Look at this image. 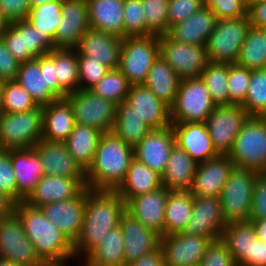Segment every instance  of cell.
I'll return each mask as SVG.
<instances>
[{"label":"cell","mask_w":266,"mask_h":266,"mask_svg":"<svg viewBox=\"0 0 266 266\" xmlns=\"http://www.w3.org/2000/svg\"><path fill=\"white\" fill-rule=\"evenodd\" d=\"M249 115L241 105H217L204 122L214 149L228 155L236 136Z\"/></svg>","instance_id":"14"},{"label":"cell","mask_w":266,"mask_h":266,"mask_svg":"<svg viewBox=\"0 0 266 266\" xmlns=\"http://www.w3.org/2000/svg\"><path fill=\"white\" fill-rule=\"evenodd\" d=\"M244 1H245V4H246V7H248L249 5L256 4V3H259V2H264L266 0H244Z\"/></svg>","instance_id":"69"},{"label":"cell","mask_w":266,"mask_h":266,"mask_svg":"<svg viewBox=\"0 0 266 266\" xmlns=\"http://www.w3.org/2000/svg\"><path fill=\"white\" fill-rule=\"evenodd\" d=\"M45 176L86 178L85 171L71 156L65 143L41 140L34 146Z\"/></svg>","instance_id":"22"},{"label":"cell","mask_w":266,"mask_h":266,"mask_svg":"<svg viewBox=\"0 0 266 266\" xmlns=\"http://www.w3.org/2000/svg\"><path fill=\"white\" fill-rule=\"evenodd\" d=\"M247 17L251 27L266 29V1L249 5Z\"/></svg>","instance_id":"60"},{"label":"cell","mask_w":266,"mask_h":266,"mask_svg":"<svg viewBox=\"0 0 266 266\" xmlns=\"http://www.w3.org/2000/svg\"><path fill=\"white\" fill-rule=\"evenodd\" d=\"M124 237L118 225L104 235L82 260L84 266H125Z\"/></svg>","instance_id":"34"},{"label":"cell","mask_w":266,"mask_h":266,"mask_svg":"<svg viewBox=\"0 0 266 266\" xmlns=\"http://www.w3.org/2000/svg\"><path fill=\"white\" fill-rule=\"evenodd\" d=\"M164 186L146 194L131 198L126 211L146 228L164 236L165 209L169 192Z\"/></svg>","instance_id":"20"},{"label":"cell","mask_w":266,"mask_h":266,"mask_svg":"<svg viewBox=\"0 0 266 266\" xmlns=\"http://www.w3.org/2000/svg\"><path fill=\"white\" fill-rule=\"evenodd\" d=\"M228 156L236 167L266 173V117L247 118Z\"/></svg>","instance_id":"4"},{"label":"cell","mask_w":266,"mask_h":266,"mask_svg":"<svg viewBox=\"0 0 266 266\" xmlns=\"http://www.w3.org/2000/svg\"><path fill=\"white\" fill-rule=\"evenodd\" d=\"M251 221L257 238L266 242V218L260 220H249Z\"/></svg>","instance_id":"64"},{"label":"cell","mask_w":266,"mask_h":266,"mask_svg":"<svg viewBox=\"0 0 266 266\" xmlns=\"http://www.w3.org/2000/svg\"><path fill=\"white\" fill-rule=\"evenodd\" d=\"M251 70L236 64H228V91L230 104L241 105L248 91Z\"/></svg>","instance_id":"49"},{"label":"cell","mask_w":266,"mask_h":266,"mask_svg":"<svg viewBox=\"0 0 266 266\" xmlns=\"http://www.w3.org/2000/svg\"><path fill=\"white\" fill-rule=\"evenodd\" d=\"M1 38L19 63L31 61L55 49L53 37L38 31L28 20L8 24Z\"/></svg>","instance_id":"10"},{"label":"cell","mask_w":266,"mask_h":266,"mask_svg":"<svg viewBox=\"0 0 266 266\" xmlns=\"http://www.w3.org/2000/svg\"><path fill=\"white\" fill-rule=\"evenodd\" d=\"M9 158L17 182V203L25 201L44 175L41 159L33 148L11 149Z\"/></svg>","instance_id":"27"},{"label":"cell","mask_w":266,"mask_h":266,"mask_svg":"<svg viewBox=\"0 0 266 266\" xmlns=\"http://www.w3.org/2000/svg\"><path fill=\"white\" fill-rule=\"evenodd\" d=\"M250 266H266V242L251 237Z\"/></svg>","instance_id":"61"},{"label":"cell","mask_w":266,"mask_h":266,"mask_svg":"<svg viewBox=\"0 0 266 266\" xmlns=\"http://www.w3.org/2000/svg\"><path fill=\"white\" fill-rule=\"evenodd\" d=\"M40 69H44V77L50 90L58 98H66L67 93L59 86L54 73V49L40 56Z\"/></svg>","instance_id":"59"},{"label":"cell","mask_w":266,"mask_h":266,"mask_svg":"<svg viewBox=\"0 0 266 266\" xmlns=\"http://www.w3.org/2000/svg\"><path fill=\"white\" fill-rule=\"evenodd\" d=\"M250 27L247 16L218 20L205 45L208 61L236 64Z\"/></svg>","instance_id":"9"},{"label":"cell","mask_w":266,"mask_h":266,"mask_svg":"<svg viewBox=\"0 0 266 266\" xmlns=\"http://www.w3.org/2000/svg\"><path fill=\"white\" fill-rule=\"evenodd\" d=\"M255 235L251 221L225 225L221 239L227 244L237 266H250L251 237Z\"/></svg>","instance_id":"39"},{"label":"cell","mask_w":266,"mask_h":266,"mask_svg":"<svg viewBox=\"0 0 266 266\" xmlns=\"http://www.w3.org/2000/svg\"><path fill=\"white\" fill-rule=\"evenodd\" d=\"M233 167V161L228 155H218L198 164L190 193L197 196L220 197Z\"/></svg>","instance_id":"23"},{"label":"cell","mask_w":266,"mask_h":266,"mask_svg":"<svg viewBox=\"0 0 266 266\" xmlns=\"http://www.w3.org/2000/svg\"><path fill=\"white\" fill-rule=\"evenodd\" d=\"M43 135V109L0 113V149L33 148Z\"/></svg>","instance_id":"6"},{"label":"cell","mask_w":266,"mask_h":266,"mask_svg":"<svg viewBox=\"0 0 266 266\" xmlns=\"http://www.w3.org/2000/svg\"><path fill=\"white\" fill-rule=\"evenodd\" d=\"M210 242L209 238L182 232L160 236L165 266H199Z\"/></svg>","instance_id":"16"},{"label":"cell","mask_w":266,"mask_h":266,"mask_svg":"<svg viewBox=\"0 0 266 266\" xmlns=\"http://www.w3.org/2000/svg\"><path fill=\"white\" fill-rule=\"evenodd\" d=\"M126 101L151 129L171 126L170 107L144 84L130 85Z\"/></svg>","instance_id":"24"},{"label":"cell","mask_w":266,"mask_h":266,"mask_svg":"<svg viewBox=\"0 0 266 266\" xmlns=\"http://www.w3.org/2000/svg\"><path fill=\"white\" fill-rule=\"evenodd\" d=\"M161 187H163L162 176L134 158L124 181L115 191L127 203L131 198L155 191Z\"/></svg>","instance_id":"33"},{"label":"cell","mask_w":266,"mask_h":266,"mask_svg":"<svg viewBox=\"0 0 266 266\" xmlns=\"http://www.w3.org/2000/svg\"><path fill=\"white\" fill-rule=\"evenodd\" d=\"M54 73L59 86L67 93L79 89V71L76 49H54Z\"/></svg>","instance_id":"42"},{"label":"cell","mask_w":266,"mask_h":266,"mask_svg":"<svg viewBox=\"0 0 266 266\" xmlns=\"http://www.w3.org/2000/svg\"><path fill=\"white\" fill-rule=\"evenodd\" d=\"M238 65L250 70L266 69V29L250 27L240 49Z\"/></svg>","instance_id":"41"},{"label":"cell","mask_w":266,"mask_h":266,"mask_svg":"<svg viewBox=\"0 0 266 266\" xmlns=\"http://www.w3.org/2000/svg\"><path fill=\"white\" fill-rule=\"evenodd\" d=\"M16 81L30 94L38 106H45L59 98L50 90L44 69H40V56L19 64Z\"/></svg>","instance_id":"35"},{"label":"cell","mask_w":266,"mask_h":266,"mask_svg":"<svg viewBox=\"0 0 266 266\" xmlns=\"http://www.w3.org/2000/svg\"><path fill=\"white\" fill-rule=\"evenodd\" d=\"M126 266H165L162 248L159 247L152 253L144 255Z\"/></svg>","instance_id":"62"},{"label":"cell","mask_w":266,"mask_h":266,"mask_svg":"<svg viewBox=\"0 0 266 266\" xmlns=\"http://www.w3.org/2000/svg\"><path fill=\"white\" fill-rule=\"evenodd\" d=\"M4 81H0V113H2Z\"/></svg>","instance_id":"67"},{"label":"cell","mask_w":266,"mask_h":266,"mask_svg":"<svg viewBox=\"0 0 266 266\" xmlns=\"http://www.w3.org/2000/svg\"><path fill=\"white\" fill-rule=\"evenodd\" d=\"M180 80L177 73L159 55L151 66L144 85L171 107L175 102Z\"/></svg>","instance_id":"37"},{"label":"cell","mask_w":266,"mask_h":266,"mask_svg":"<svg viewBox=\"0 0 266 266\" xmlns=\"http://www.w3.org/2000/svg\"><path fill=\"white\" fill-rule=\"evenodd\" d=\"M146 36L141 0H124V37Z\"/></svg>","instance_id":"51"},{"label":"cell","mask_w":266,"mask_h":266,"mask_svg":"<svg viewBox=\"0 0 266 266\" xmlns=\"http://www.w3.org/2000/svg\"><path fill=\"white\" fill-rule=\"evenodd\" d=\"M197 165L183 148L175 144L161 175L163 186L171 191H189Z\"/></svg>","instance_id":"32"},{"label":"cell","mask_w":266,"mask_h":266,"mask_svg":"<svg viewBox=\"0 0 266 266\" xmlns=\"http://www.w3.org/2000/svg\"><path fill=\"white\" fill-rule=\"evenodd\" d=\"M0 266H22V265L4 259H0Z\"/></svg>","instance_id":"68"},{"label":"cell","mask_w":266,"mask_h":266,"mask_svg":"<svg viewBox=\"0 0 266 266\" xmlns=\"http://www.w3.org/2000/svg\"><path fill=\"white\" fill-rule=\"evenodd\" d=\"M30 9L29 0H0V12L9 24L27 20Z\"/></svg>","instance_id":"57"},{"label":"cell","mask_w":266,"mask_h":266,"mask_svg":"<svg viewBox=\"0 0 266 266\" xmlns=\"http://www.w3.org/2000/svg\"><path fill=\"white\" fill-rule=\"evenodd\" d=\"M192 208L190 191H170L165 209L164 236L181 233L191 217Z\"/></svg>","instance_id":"40"},{"label":"cell","mask_w":266,"mask_h":266,"mask_svg":"<svg viewBox=\"0 0 266 266\" xmlns=\"http://www.w3.org/2000/svg\"><path fill=\"white\" fill-rule=\"evenodd\" d=\"M30 94L16 81H5L2 112L17 113L37 108Z\"/></svg>","instance_id":"48"},{"label":"cell","mask_w":266,"mask_h":266,"mask_svg":"<svg viewBox=\"0 0 266 266\" xmlns=\"http://www.w3.org/2000/svg\"><path fill=\"white\" fill-rule=\"evenodd\" d=\"M205 6L211 9L218 20L247 16L244 0H204Z\"/></svg>","instance_id":"54"},{"label":"cell","mask_w":266,"mask_h":266,"mask_svg":"<svg viewBox=\"0 0 266 266\" xmlns=\"http://www.w3.org/2000/svg\"><path fill=\"white\" fill-rule=\"evenodd\" d=\"M62 18L56 29L55 48L76 49L90 28L86 0H62Z\"/></svg>","instance_id":"17"},{"label":"cell","mask_w":266,"mask_h":266,"mask_svg":"<svg viewBox=\"0 0 266 266\" xmlns=\"http://www.w3.org/2000/svg\"><path fill=\"white\" fill-rule=\"evenodd\" d=\"M175 144L183 148L196 164L219 154L214 149L205 123H172Z\"/></svg>","instance_id":"25"},{"label":"cell","mask_w":266,"mask_h":266,"mask_svg":"<svg viewBox=\"0 0 266 266\" xmlns=\"http://www.w3.org/2000/svg\"><path fill=\"white\" fill-rule=\"evenodd\" d=\"M215 107L201 77L182 79L170 107L171 123H204Z\"/></svg>","instance_id":"8"},{"label":"cell","mask_w":266,"mask_h":266,"mask_svg":"<svg viewBox=\"0 0 266 266\" xmlns=\"http://www.w3.org/2000/svg\"><path fill=\"white\" fill-rule=\"evenodd\" d=\"M85 187L86 178L43 175L25 202L34 207H41L47 203L74 198Z\"/></svg>","instance_id":"26"},{"label":"cell","mask_w":266,"mask_h":266,"mask_svg":"<svg viewBox=\"0 0 266 266\" xmlns=\"http://www.w3.org/2000/svg\"><path fill=\"white\" fill-rule=\"evenodd\" d=\"M212 101L217 105H230L228 91V64L209 61L201 73Z\"/></svg>","instance_id":"43"},{"label":"cell","mask_w":266,"mask_h":266,"mask_svg":"<svg viewBox=\"0 0 266 266\" xmlns=\"http://www.w3.org/2000/svg\"><path fill=\"white\" fill-rule=\"evenodd\" d=\"M174 145L175 135L171 126L152 129L133 148L134 158L162 175Z\"/></svg>","instance_id":"19"},{"label":"cell","mask_w":266,"mask_h":266,"mask_svg":"<svg viewBox=\"0 0 266 266\" xmlns=\"http://www.w3.org/2000/svg\"><path fill=\"white\" fill-rule=\"evenodd\" d=\"M204 6V0H169L168 31L172 26L183 22Z\"/></svg>","instance_id":"53"},{"label":"cell","mask_w":266,"mask_h":266,"mask_svg":"<svg viewBox=\"0 0 266 266\" xmlns=\"http://www.w3.org/2000/svg\"><path fill=\"white\" fill-rule=\"evenodd\" d=\"M122 41L121 37L89 28L76 48L77 55L92 57L109 69H115L119 66Z\"/></svg>","instance_id":"28"},{"label":"cell","mask_w":266,"mask_h":266,"mask_svg":"<svg viewBox=\"0 0 266 266\" xmlns=\"http://www.w3.org/2000/svg\"><path fill=\"white\" fill-rule=\"evenodd\" d=\"M66 99L72 106L75 123L87 125L102 133L112 131L117 112L116 103L98 97L90 90L81 89L67 94Z\"/></svg>","instance_id":"11"},{"label":"cell","mask_w":266,"mask_h":266,"mask_svg":"<svg viewBox=\"0 0 266 266\" xmlns=\"http://www.w3.org/2000/svg\"><path fill=\"white\" fill-rule=\"evenodd\" d=\"M90 28L124 38V0H86Z\"/></svg>","instance_id":"30"},{"label":"cell","mask_w":266,"mask_h":266,"mask_svg":"<svg viewBox=\"0 0 266 266\" xmlns=\"http://www.w3.org/2000/svg\"><path fill=\"white\" fill-rule=\"evenodd\" d=\"M102 134L100 130L75 123L73 131L64 142L71 156L84 171L93 162Z\"/></svg>","instance_id":"36"},{"label":"cell","mask_w":266,"mask_h":266,"mask_svg":"<svg viewBox=\"0 0 266 266\" xmlns=\"http://www.w3.org/2000/svg\"><path fill=\"white\" fill-rule=\"evenodd\" d=\"M151 130L127 101L117 105L112 132L126 144L134 148Z\"/></svg>","instance_id":"38"},{"label":"cell","mask_w":266,"mask_h":266,"mask_svg":"<svg viewBox=\"0 0 266 266\" xmlns=\"http://www.w3.org/2000/svg\"><path fill=\"white\" fill-rule=\"evenodd\" d=\"M79 71V89L89 90L98 83L110 70L100 61L93 60L92 57L77 55Z\"/></svg>","instance_id":"50"},{"label":"cell","mask_w":266,"mask_h":266,"mask_svg":"<svg viewBox=\"0 0 266 266\" xmlns=\"http://www.w3.org/2000/svg\"><path fill=\"white\" fill-rule=\"evenodd\" d=\"M241 106L249 116L266 117V69L251 70L248 91Z\"/></svg>","instance_id":"44"},{"label":"cell","mask_w":266,"mask_h":266,"mask_svg":"<svg viewBox=\"0 0 266 266\" xmlns=\"http://www.w3.org/2000/svg\"><path fill=\"white\" fill-rule=\"evenodd\" d=\"M125 211L126 203L115 190L87 188L82 229L73 244L75 257H85L108 231L120 224Z\"/></svg>","instance_id":"1"},{"label":"cell","mask_w":266,"mask_h":266,"mask_svg":"<svg viewBox=\"0 0 266 266\" xmlns=\"http://www.w3.org/2000/svg\"><path fill=\"white\" fill-rule=\"evenodd\" d=\"M119 225L125 241V266L160 247V235L146 228L127 211L121 215Z\"/></svg>","instance_id":"21"},{"label":"cell","mask_w":266,"mask_h":266,"mask_svg":"<svg viewBox=\"0 0 266 266\" xmlns=\"http://www.w3.org/2000/svg\"><path fill=\"white\" fill-rule=\"evenodd\" d=\"M19 64L7 49L6 43L0 38V81L16 80Z\"/></svg>","instance_id":"58"},{"label":"cell","mask_w":266,"mask_h":266,"mask_svg":"<svg viewBox=\"0 0 266 266\" xmlns=\"http://www.w3.org/2000/svg\"><path fill=\"white\" fill-rule=\"evenodd\" d=\"M16 202L8 195L0 191V219L15 211Z\"/></svg>","instance_id":"63"},{"label":"cell","mask_w":266,"mask_h":266,"mask_svg":"<svg viewBox=\"0 0 266 266\" xmlns=\"http://www.w3.org/2000/svg\"><path fill=\"white\" fill-rule=\"evenodd\" d=\"M26 236L33 242L35 252L47 266H67L76 259L73 244L51 222L40 207L19 201L15 205Z\"/></svg>","instance_id":"2"},{"label":"cell","mask_w":266,"mask_h":266,"mask_svg":"<svg viewBox=\"0 0 266 266\" xmlns=\"http://www.w3.org/2000/svg\"><path fill=\"white\" fill-rule=\"evenodd\" d=\"M199 266H237L227 244L221 239L211 241Z\"/></svg>","instance_id":"52"},{"label":"cell","mask_w":266,"mask_h":266,"mask_svg":"<svg viewBox=\"0 0 266 266\" xmlns=\"http://www.w3.org/2000/svg\"><path fill=\"white\" fill-rule=\"evenodd\" d=\"M43 109V135L42 140L52 142H65L73 131L75 118L71 104L66 98L42 107Z\"/></svg>","instance_id":"31"},{"label":"cell","mask_w":266,"mask_h":266,"mask_svg":"<svg viewBox=\"0 0 266 266\" xmlns=\"http://www.w3.org/2000/svg\"><path fill=\"white\" fill-rule=\"evenodd\" d=\"M0 259L22 266H47L36 254L15 211L0 219Z\"/></svg>","instance_id":"12"},{"label":"cell","mask_w":266,"mask_h":266,"mask_svg":"<svg viewBox=\"0 0 266 266\" xmlns=\"http://www.w3.org/2000/svg\"><path fill=\"white\" fill-rule=\"evenodd\" d=\"M86 196L87 187L74 198L47 203L40 207L45 216L72 244L76 242L82 229Z\"/></svg>","instance_id":"18"},{"label":"cell","mask_w":266,"mask_h":266,"mask_svg":"<svg viewBox=\"0 0 266 266\" xmlns=\"http://www.w3.org/2000/svg\"><path fill=\"white\" fill-rule=\"evenodd\" d=\"M259 173L234 166L220 194L226 224L249 221L255 179Z\"/></svg>","instance_id":"7"},{"label":"cell","mask_w":266,"mask_h":266,"mask_svg":"<svg viewBox=\"0 0 266 266\" xmlns=\"http://www.w3.org/2000/svg\"><path fill=\"white\" fill-rule=\"evenodd\" d=\"M0 191L17 203V182L9 158V150L0 149Z\"/></svg>","instance_id":"55"},{"label":"cell","mask_w":266,"mask_h":266,"mask_svg":"<svg viewBox=\"0 0 266 266\" xmlns=\"http://www.w3.org/2000/svg\"><path fill=\"white\" fill-rule=\"evenodd\" d=\"M226 222L219 197L193 195L191 217L182 233L209 238H221Z\"/></svg>","instance_id":"15"},{"label":"cell","mask_w":266,"mask_h":266,"mask_svg":"<svg viewBox=\"0 0 266 266\" xmlns=\"http://www.w3.org/2000/svg\"><path fill=\"white\" fill-rule=\"evenodd\" d=\"M159 47L161 57L181 80L200 77L209 62L205 45L178 42L164 34L159 35Z\"/></svg>","instance_id":"13"},{"label":"cell","mask_w":266,"mask_h":266,"mask_svg":"<svg viewBox=\"0 0 266 266\" xmlns=\"http://www.w3.org/2000/svg\"><path fill=\"white\" fill-rule=\"evenodd\" d=\"M266 218V173H259L255 179L249 220Z\"/></svg>","instance_id":"56"},{"label":"cell","mask_w":266,"mask_h":266,"mask_svg":"<svg viewBox=\"0 0 266 266\" xmlns=\"http://www.w3.org/2000/svg\"><path fill=\"white\" fill-rule=\"evenodd\" d=\"M217 21L218 18L214 12L204 6L183 22L172 26L167 35L178 42L206 45Z\"/></svg>","instance_id":"29"},{"label":"cell","mask_w":266,"mask_h":266,"mask_svg":"<svg viewBox=\"0 0 266 266\" xmlns=\"http://www.w3.org/2000/svg\"><path fill=\"white\" fill-rule=\"evenodd\" d=\"M61 9L62 0H54L49 3H44L31 8L27 20L38 31L48 33L54 38L56 29L62 18Z\"/></svg>","instance_id":"46"},{"label":"cell","mask_w":266,"mask_h":266,"mask_svg":"<svg viewBox=\"0 0 266 266\" xmlns=\"http://www.w3.org/2000/svg\"><path fill=\"white\" fill-rule=\"evenodd\" d=\"M51 1H54V0H29V3L31 5V8H33L35 6H38L44 3H49Z\"/></svg>","instance_id":"66"},{"label":"cell","mask_w":266,"mask_h":266,"mask_svg":"<svg viewBox=\"0 0 266 266\" xmlns=\"http://www.w3.org/2000/svg\"><path fill=\"white\" fill-rule=\"evenodd\" d=\"M130 84L118 69H110L106 75L89 90L98 97L113 101L117 105L126 101Z\"/></svg>","instance_id":"45"},{"label":"cell","mask_w":266,"mask_h":266,"mask_svg":"<svg viewBox=\"0 0 266 266\" xmlns=\"http://www.w3.org/2000/svg\"><path fill=\"white\" fill-rule=\"evenodd\" d=\"M159 55L158 35L124 37L118 69L130 85L144 84L151 66Z\"/></svg>","instance_id":"5"},{"label":"cell","mask_w":266,"mask_h":266,"mask_svg":"<svg viewBox=\"0 0 266 266\" xmlns=\"http://www.w3.org/2000/svg\"><path fill=\"white\" fill-rule=\"evenodd\" d=\"M8 22L5 20L4 16L0 12V38L8 27Z\"/></svg>","instance_id":"65"},{"label":"cell","mask_w":266,"mask_h":266,"mask_svg":"<svg viewBox=\"0 0 266 266\" xmlns=\"http://www.w3.org/2000/svg\"><path fill=\"white\" fill-rule=\"evenodd\" d=\"M146 24V36L168 33L169 0H141Z\"/></svg>","instance_id":"47"},{"label":"cell","mask_w":266,"mask_h":266,"mask_svg":"<svg viewBox=\"0 0 266 266\" xmlns=\"http://www.w3.org/2000/svg\"><path fill=\"white\" fill-rule=\"evenodd\" d=\"M133 159V147L112 131L103 133L93 162L85 171L86 187L93 190H116L124 181Z\"/></svg>","instance_id":"3"}]
</instances>
